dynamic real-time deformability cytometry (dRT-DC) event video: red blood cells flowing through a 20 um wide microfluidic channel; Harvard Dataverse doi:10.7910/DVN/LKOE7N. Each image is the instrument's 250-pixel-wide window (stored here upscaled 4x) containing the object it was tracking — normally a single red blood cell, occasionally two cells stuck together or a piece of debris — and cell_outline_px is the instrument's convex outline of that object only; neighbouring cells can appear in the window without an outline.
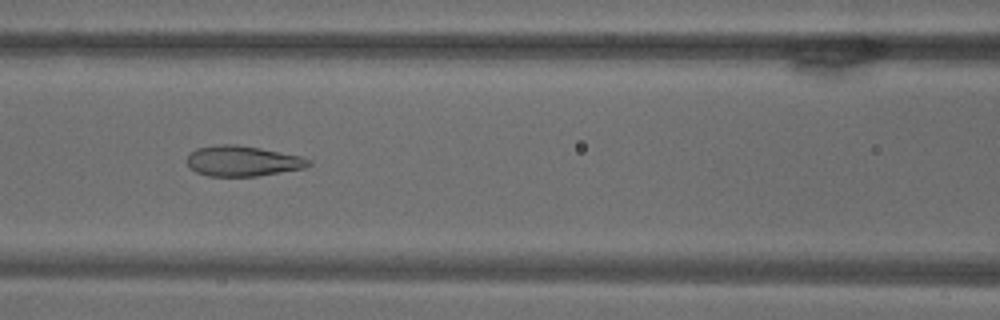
{"species": "common noctule bat (a hibernating species)", "species_latin": "Nyctalus noctula", "temperature_condition": "warm", "stored_images_in_passage": 70, "camera_frame_rate_fps": 3000, "um_per_image_px": 0.085, "animal": {"sex": "male", "body_mass_g": 18.8}, "frame": {"image": 1, "passage_image": 31, "time_ms": 10.0, "image_size_px": [1000, 320], "cell_outline_px": [[312, 164], [304, 168], [256, 176], [208, 176], [196, 172], [188, 168], [188, 156], [196, 148], [220, 144], [236, 144], [260, 148], [300, 156], [312, 160]], "centroid_in_image_um": [20.62, 13.69], "position_along_channel_um": 146.0, "area_um2": 21.5}}
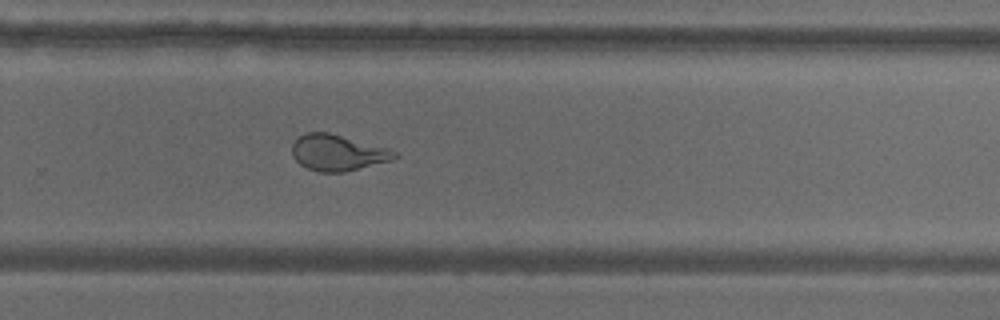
{"frame": {"image": 2, "passage_image": 47, "time_ms": 15.333, "image_size_px": [1000, 320], "cell_outline_px": [[400, 156], [392, 160], [344, 172], [320, 172], [308, 168], [300, 164], [292, 156], [292, 144], [300, 136], [308, 132], [328, 132], [388, 148], [396, 152]], "centroid_in_image_um": [28.71, 12.98], "position_along_channel_um": 301.1, "area_um2": 21.39}}
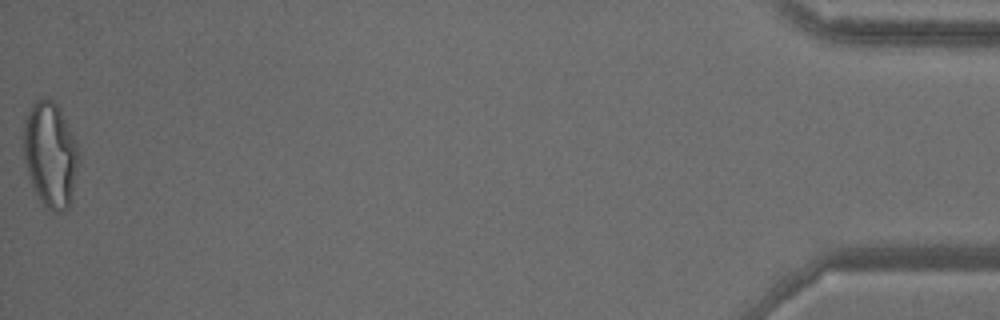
{"frame": {"image": 3, "passage_image": 70, "time_ms": 23.0, "image_size_px": [1000, 320], "cell_outline_px": [[80, 160], [68, 208], [60, 212], [52, 212], [44, 208], [32, 188], [24, 160], [24, 124], [28, 112], [32, 104], [36, 100], [52, 100], [60, 108], [72, 132], [80, 156]], "centroid_in_image_um": [4.28, 13.19], "position_along_channel_um": 430.9, "area_um2": 33.93}}